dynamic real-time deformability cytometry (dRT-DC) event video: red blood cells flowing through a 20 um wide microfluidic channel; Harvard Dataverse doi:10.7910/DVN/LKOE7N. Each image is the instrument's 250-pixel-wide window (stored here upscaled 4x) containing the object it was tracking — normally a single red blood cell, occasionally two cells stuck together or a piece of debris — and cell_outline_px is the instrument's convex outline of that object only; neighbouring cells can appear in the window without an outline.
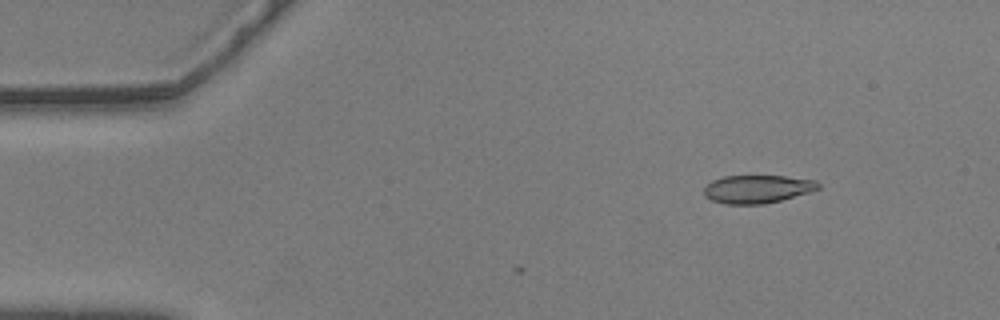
{"species": "common noctule bat (a hibernating species)", "species_latin": "Nyctalus noctula", "temperature_condition": "warm", "stored_images_in_passage": 6, "camera_frame_rate_fps": 3000, "um_per_image_px": 0.085, "animal": {"sex": "male", "body_mass_g": 20.5, "forearm_length_mm": 52.5}, "frame": {"image": 1, "passage_image": 2, "time_ms": 0.333, "image_size_px": [1000, 320], "cell_outline_px": [[820, 188], [808, 192], [780, 200], [764, 204], [724, 204], [712, 200], [704, 196], [704, 188], [712, 180], [724, 176], [784, 176], [816, 180], [820, 184]], "centroid_in_image_um": [64.35, 16.07], "position_along_channel_um": 20.6, "area_um2": 18.61}}